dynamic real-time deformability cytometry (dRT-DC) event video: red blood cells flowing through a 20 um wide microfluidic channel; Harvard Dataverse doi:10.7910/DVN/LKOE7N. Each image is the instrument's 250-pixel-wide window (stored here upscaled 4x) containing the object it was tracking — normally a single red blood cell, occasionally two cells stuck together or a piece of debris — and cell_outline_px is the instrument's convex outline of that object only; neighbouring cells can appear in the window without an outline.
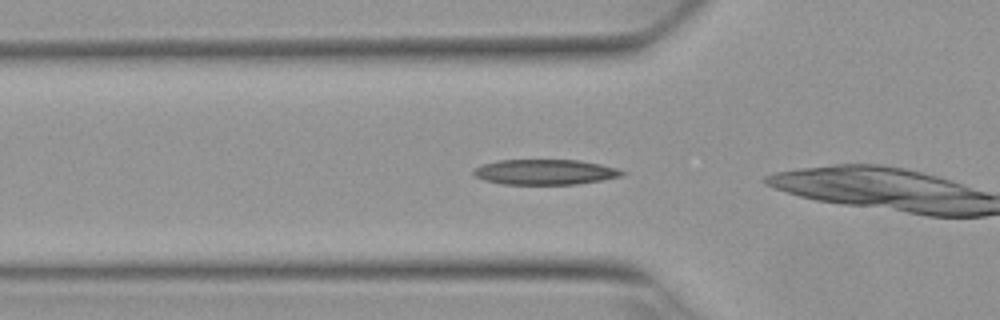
{"species": "Egyptian fruit bat (a non-hibernating species)", "species_latin": "Rousettus aegyptiacus", "temperature_condition": "warm", "stored_images_in_passage": 24, "camera_frame_rate_fps": 3000, "um_per_image_px": 0.085, "animal": {"sex": "female"}, "frame": {"image": 1, "passage_image": 3, "time_ms": 0.667, "image_size_px": [1000, 320], "cell_outline_px": [[624, 176], [576, 184], [504, 184], [484, 180], [476, 176], [472, 172], [472, 168], [480, 164], [496, 160], [580, 160], [600, 164], [616, 168], [624, 172]], "centroid_in_image_um": [46.27, 14.61], "position_along_channel_um": 79.5, "area_um2": 21.91}}
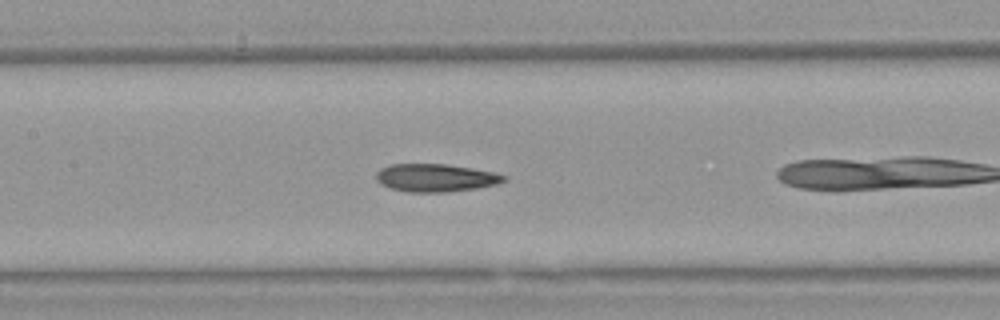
{"frame": {"image": 2, "passage_image": 10, "time_ms": 3.0, "image_size_px": [1000, 320], "cell_outline_px": [[508, 180], [496, 184], [476, 188], [444, 192], [408, 192], [392, 188], [380, 184], [376, 180], [376, 172], [380, 168], [388, 164], [444, 164], [472, 168], [492, 172], [508, 176]], "centroid_in_image_um": [37.01, 15.11], "position_along_channel_um": 170.4, "area_um2": 20.75}}
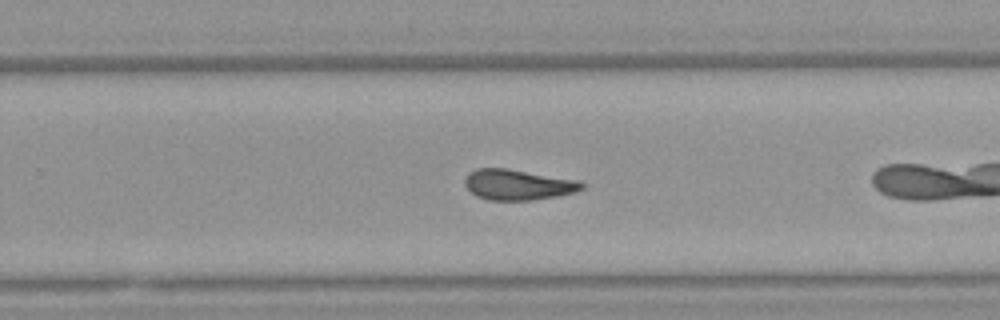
{"frame": {"image": 3, "passage_image": 19, "time_ms": 6.0, "image_size_px": [1000, 320], "cell_outline_px": [[584, 188], [576, 192], [556, 196], [532, 200], [488, 200], [476, 196], [464, 184], [464, 180], [468, 172], [476, 168], [508, 168], [576, 180], [584, 184]], "centroid_in_image_um": [43.99, 15.69], "position_along_channel_um": 285.8, "area_um2": 20.81}}